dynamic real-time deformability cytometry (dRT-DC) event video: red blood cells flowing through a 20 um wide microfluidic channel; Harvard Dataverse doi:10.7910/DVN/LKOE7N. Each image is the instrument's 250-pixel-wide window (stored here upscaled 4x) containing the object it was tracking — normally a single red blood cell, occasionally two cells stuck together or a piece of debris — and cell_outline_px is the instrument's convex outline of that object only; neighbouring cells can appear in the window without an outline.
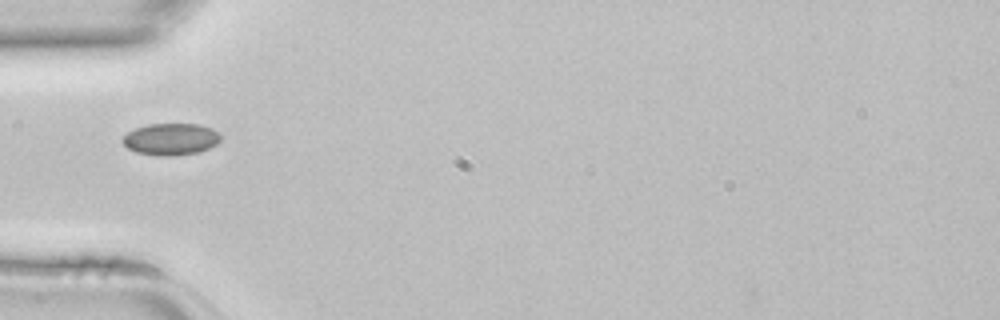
{"species": "common noctule bat (a hibernating species)", "species_latin": "Nyctalus noctula", "temperature_condition": "room temperature", "stored_images_in_passage": 32, "camera_frame_rate_fps": 3000, "um_per_image_px": 0.085, "animal": {"sex": "female", "body_mass_g": 22.7, "forearm_length_mm": 54.2}, "frame": {"image": 1, "passage_image": 2, "time_ms": 0.333, "image_size_px": [1000, 320], "cell_outline_px": [[220, 140], [216, 144], [208, 148], [196, 152], [172, 156], [156, 156], [136, 152], [128, 148], [120, 140], [128, 132], [136, 128], [148, 124], [200, 124], [212, 128], [220, 136]], "centroid_in_image_um": [14.49, 11.83], "position_along_channel_um": 70.5, "area_um2": 18.09}}
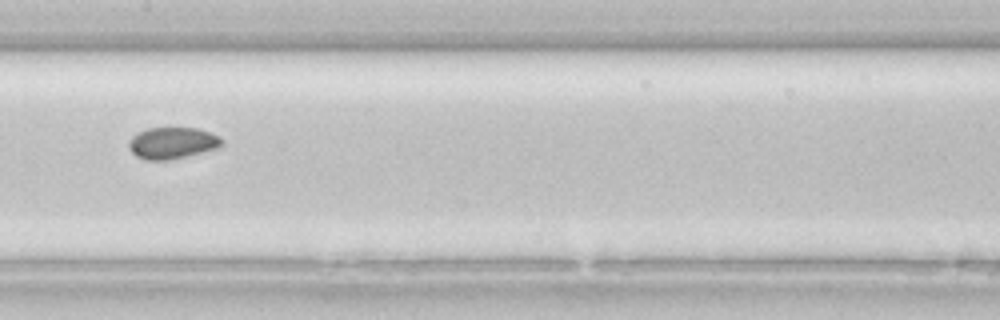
{"frame": {"image": 2, "passage_image": 10, "time_ms": 3.0, "image_size_px": [1000, 320], "cell_outline_px": [[224, 144], [220, 148], [168, 160], [148, 160], [136, 156], [128, 148], [128, 144], [132, 136], [148, 128], [196, 128], [220, 136], [224, 140]], "centroid_in_image_um": [14.68, 12.16], "position_along_channel_um": 192.7, "area_um2": 17.11}}
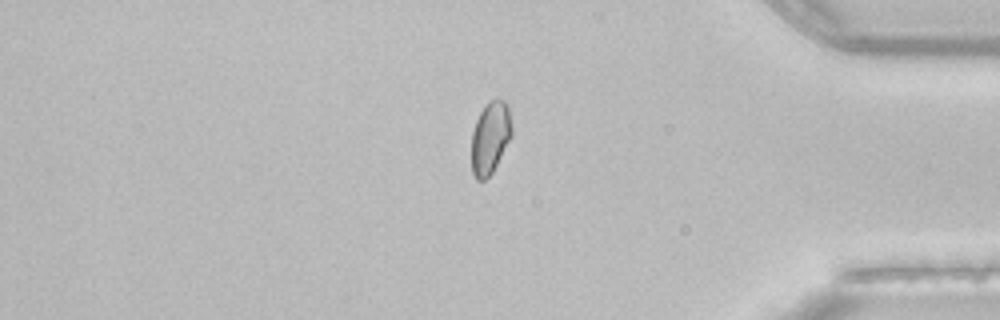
{"frame": {"image": 3, "passage_image": 25, "time_ms": 8.0, "image_size_px": [1000, 320], "cell_outline_px": [[512, 136], [492, 172], [484, 180], [476, 180], [472, 172], [472, 132], [476, 120], [480, 112], [488, 100], [504, 100], [508, 104], [512, 128]], "centroid_in_image_um": [41.67, 11.68], "position_along_channel_um": 393.5, "area_um2": 16.94}}